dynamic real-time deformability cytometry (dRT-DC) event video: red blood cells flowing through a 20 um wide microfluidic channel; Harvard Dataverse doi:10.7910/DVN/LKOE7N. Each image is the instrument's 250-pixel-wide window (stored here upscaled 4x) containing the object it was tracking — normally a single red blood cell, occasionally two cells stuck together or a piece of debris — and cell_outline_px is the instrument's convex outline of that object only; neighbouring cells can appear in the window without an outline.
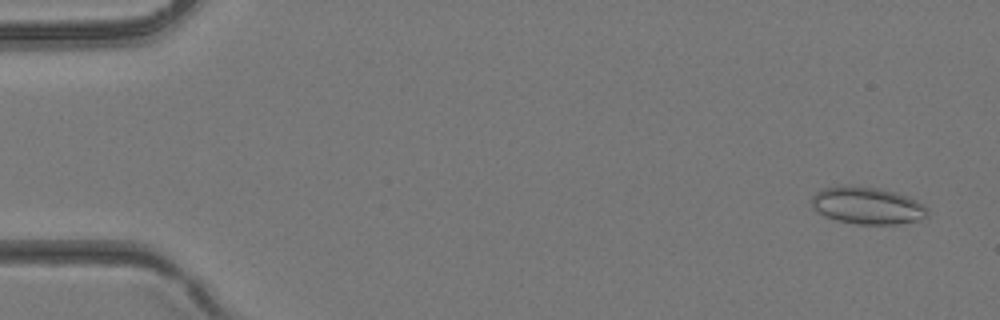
{"species": "common noctule bat (a hibernating species)", "species_latin": "Nyctalus noctula", "temperature_condition": "room temperature", "stored_images_in_passage": 40, "camera_frame_rate_fps": 3000, "um_per_image_px": 0.085, "animal": {"sex": "female", "body_mass_g": 24.6, "forearm_length_mm": 56.2}, "frame": {"image": 1, "passage_image": 2, "time_ms": 0.333, "image_size_px": [1000, 320], "cell_outline_px": [[928, 216], [920, 220], [896, 224], [856, 224], [836, 220], [824, 216], [812, 208], [812, 196], [820, 188], [880, 188], [896, 192], [908, 196], [916, 200], [928, 208]], "centroid_in_image_um": [73.76, 17.51], "position_along_channel_um": 11.2, "area_um2": 24.68}}
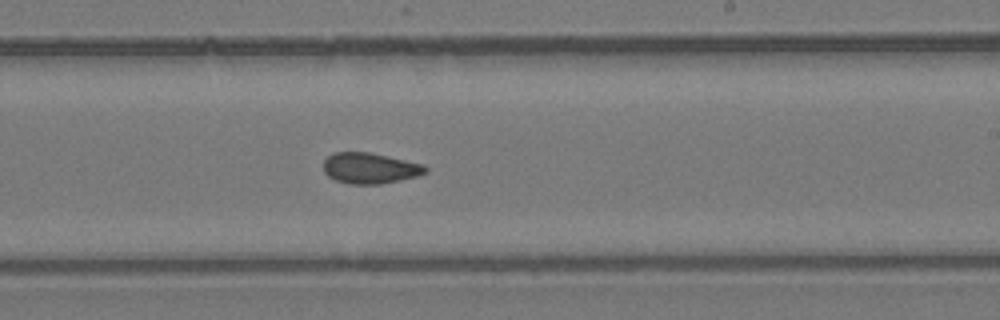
{"frame": {"image": 2, "passage_image": 24, "time_ms": 7.667, "image_size_px": [1000, 320], "cell_outline_px": [[428, 172], [416, 176], [380, 184], [352, 184], [336, 180], [328, 176], [324, 172], [324, 160], [332, 152], [368, 152], [424, 164], [428, 168]], "centroid_in_image_um": [31.44, 14.29], "position_along_channel_um": 257.6, "area_um2": 18.21}}
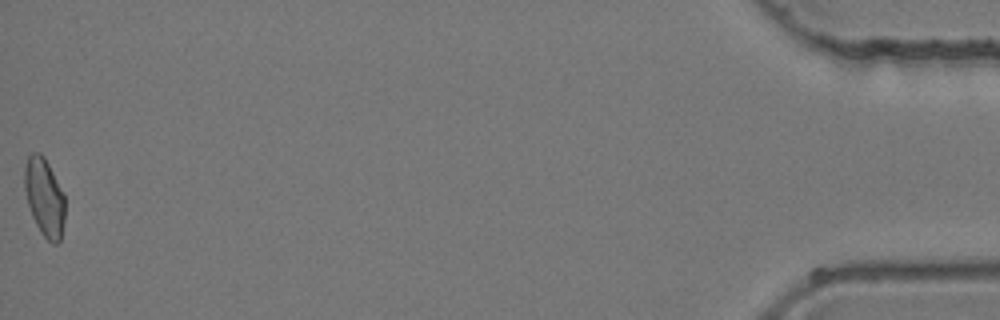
{"frame": {"image": 3, "passage_image": 40, "time_ms": 13.0, "image_size_px": [1000, 320], "cell_outline_px": [[64, 220], [60, 240], [56, 244], [52, 244], [44, 236], [36, 224], [32, 216], [28, 204], [24, 188], [24, 168], [28, 156], [32, 152], [40, 152], [44, 156], [64, 196]], "centroid_in_image_um": [3.75, 16.75], "position_along_channel_um": 431.4, "area_um2": 18.15}}